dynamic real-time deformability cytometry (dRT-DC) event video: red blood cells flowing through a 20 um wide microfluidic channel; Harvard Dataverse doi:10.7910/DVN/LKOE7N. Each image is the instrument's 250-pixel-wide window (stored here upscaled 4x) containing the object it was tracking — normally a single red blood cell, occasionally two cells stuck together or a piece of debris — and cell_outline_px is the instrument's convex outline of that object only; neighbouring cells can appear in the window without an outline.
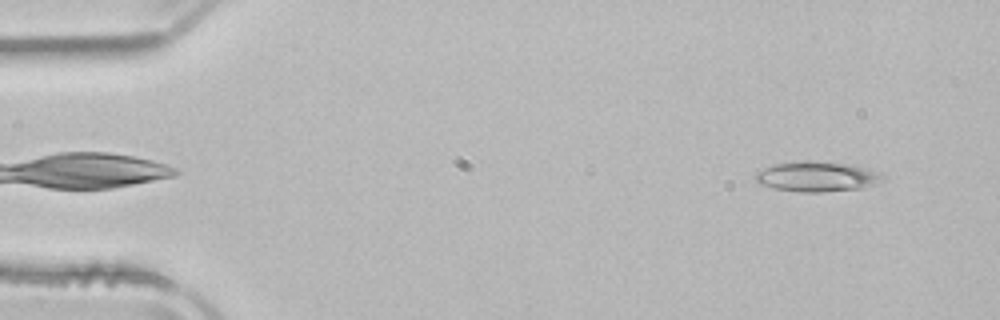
{"species": "common noctule bat (a hibernating species)", "species_latin": "Nyctalus noctula", "temperature_condition": "room temperature", "stored_images_in_passage": 50, "camera_frame_rate_fps": 3000, "um_per_image_px": 0.085, "animal": {"sex": "male", "body_mass_g": 21.5, "forearm_length_mm": 52.0}, "frame": {"image": 1, "passage_image": 3, "time_ms": 0.667, "image_size_px": [1000, 320], "cell_outline_px": [[884, 180], [876, 184], [864, 188], [824, 192], [800, 192], [776, 188], [760, 184], [752, 176], [756, 172], [772, 164], [804, 160], [856, 164], [880, 172], [884, 176]], "centroid_in_image_um": [69.49, 15.0], "position_along_channel_um": 15.5, "area_um2": 22.77}}
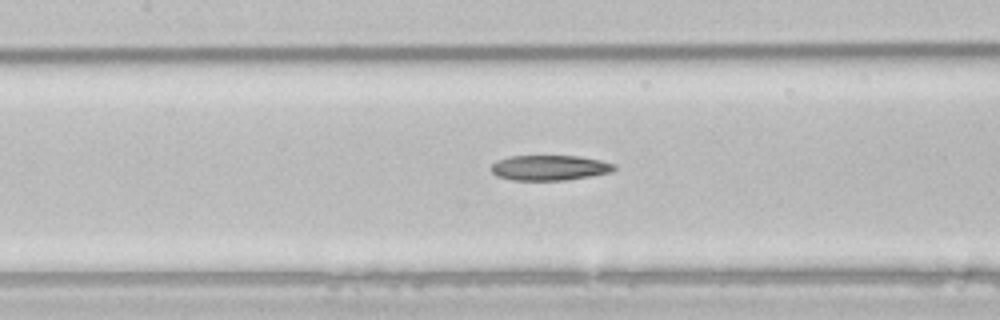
{"frame": {"image": 2, "passage_image": 22, "time_ms": 7.0, "image_size_px": [1000, 320], "cell_outline_px": [[616, 168], [612, 172], [564, 180], [512, 180], [496, 176], [492, 172], [492, 164], [496, 160], [508, 156], [580, 156], [600, 160], [616, 164]], "centroid_in_image_um": [46.7, 14.25], "position_along_channel_um": 160.7, "area_um2": 18.09}}
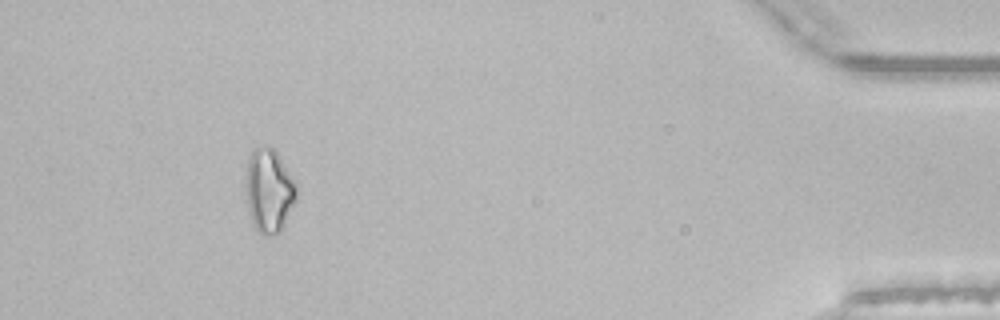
{"frame": {"image": 3, "passage_image": 46, "time_ms": 15.0, "image_size_px": [1000, 320], "cell_outline_px": [[296, 196], [284, 228], [280, 232], [268, 236], [264, 236], [252, 224], [248, 212], [248, 156], [260, 144], [272, 148], [276, 152], [296, 180]], "centroid_in_image_um": [22.9, 16.22], "position_along_channel_um": 412.3, "area_um2": 24.39}}